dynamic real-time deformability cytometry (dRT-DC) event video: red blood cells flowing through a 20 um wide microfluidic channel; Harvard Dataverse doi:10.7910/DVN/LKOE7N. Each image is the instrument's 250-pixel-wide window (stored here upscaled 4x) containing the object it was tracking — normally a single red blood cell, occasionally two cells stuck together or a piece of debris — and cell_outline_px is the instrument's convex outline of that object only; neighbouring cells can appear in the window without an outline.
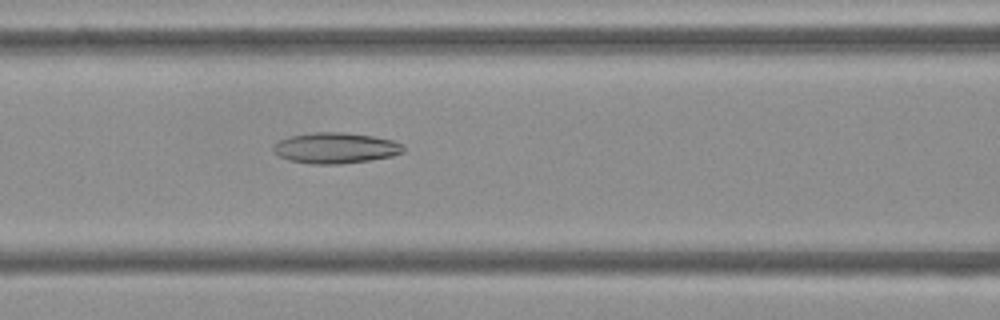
{"species": "Egyptian fruit bat (a non-hibernating species)", "species_latin": "Rousettus aegyptiacus", "temperature_condition": "cold", "stored_images_in_passage": 44, "camera_frame_rate_fps": 3000, "um_per_image_px": 0.085, "frame": {"image": 1, "passage_image": 13, "time_ms": 4.0, "image_size_px": [1000, 320], "cell_outline_px": [[404, 152], [392, 156], [368, 160], [340, 164], [312, 164], [288, 160], [280, 156], [272, 148], [280, 140], [292, 136], [316, 132], [344, 132], [372, 136], [392, 140], [404, 144]], "centroid_in_image_um": [28.56, 12.58], "position_along_channel_um": 138.0, "area_um2": 23.12}}
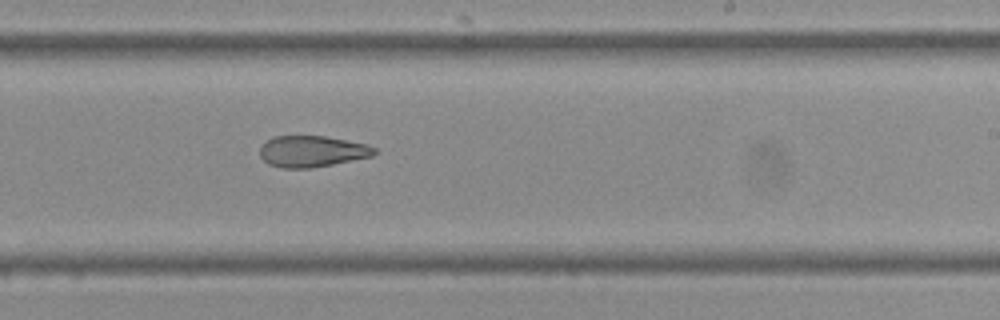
{"frame": {"image": 2, "passage_image": 23, "time_ms": 7.333, "image_size_px": [1000, 320], "cell_outline_px": [[380, 152], [372, 156], [332, 164], [308, 168], [284, 168], [268, 164], [260, 156], [260, 144], [272, 136], [324, 136], [368, 144], [376, 148]], "centroid_in_image_um": [26.52, 12.85], "position_along_channel_um": 262.5, "area_um2": 20.98}}
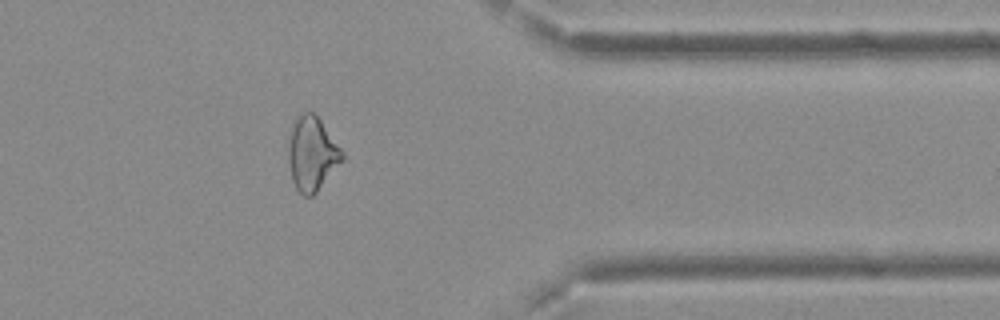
{"frame": {"image": 3, "passage_image": 34, "time_ms": 11.0, "image_size_px": [1000, 320], "cell_outline_px": [[344, 160], [316, 192], [312, 196], [304, 196], [296, 188], [292, 180], [288, 156], [288, 148], [292, 124], [304, 112], [312, 112], [320, 120], [344, 152]], "centroid_in_image_um": [26.53, 13.09], "position_along_channel_um": 384.9, "area_um2": 22.89}, "authors_computed_cell_mechanics": {"area_um2": 23.2645, "velocity_mm_per_s": 3.7339, "shape_relaxation_time_tau1_ms": null, "shape_relaxation_time_tau2_ms": 6.8836, "deformation_change_tau1": null, "deformation_change_tau2": 0.1734}}